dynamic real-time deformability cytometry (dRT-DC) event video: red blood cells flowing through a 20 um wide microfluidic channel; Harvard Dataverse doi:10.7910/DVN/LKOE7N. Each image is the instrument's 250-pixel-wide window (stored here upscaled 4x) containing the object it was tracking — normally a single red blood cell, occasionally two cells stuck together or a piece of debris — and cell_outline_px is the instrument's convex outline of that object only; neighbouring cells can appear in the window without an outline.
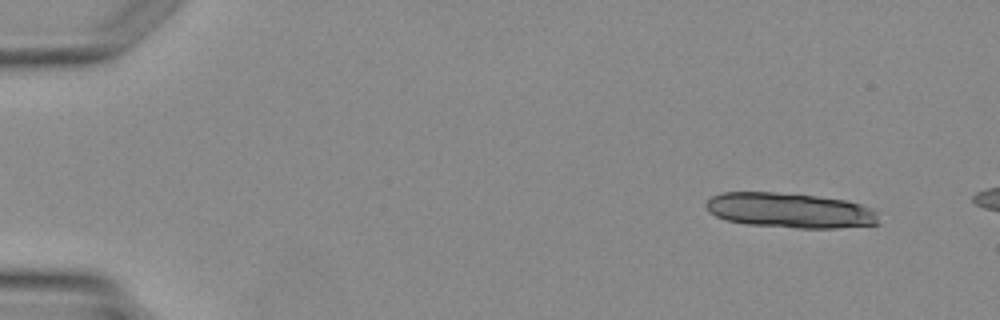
{"species": "Egyptian fruit bat (a non-hibernating species)", "species_latin": "Rousettus aegyptiacus", "temperature_condition": "warm", "stored_images_in_passage": 3, "camera_frame_rate_fps": 3000, "um_per_image_px": 0.085, "animal": {"sex": "female"}, "frame": {"image": 1, "passage_image": 1, "time_ms": 0.0, "image_size_px": [1000, 320], "cell_outline_px": [[880, 224], [836, 228], [796, 228], [748, 224], [724, 220], [708, 212], [704, 204], [712, 196], [720, 192], [776, 192], [816, 196], [848, 200], [872, 208], [876, 212]], "centroid_in_image_um": [67.13, 17.88], "position_along_channel_um": 17.9, "area_um2": 35.55}}